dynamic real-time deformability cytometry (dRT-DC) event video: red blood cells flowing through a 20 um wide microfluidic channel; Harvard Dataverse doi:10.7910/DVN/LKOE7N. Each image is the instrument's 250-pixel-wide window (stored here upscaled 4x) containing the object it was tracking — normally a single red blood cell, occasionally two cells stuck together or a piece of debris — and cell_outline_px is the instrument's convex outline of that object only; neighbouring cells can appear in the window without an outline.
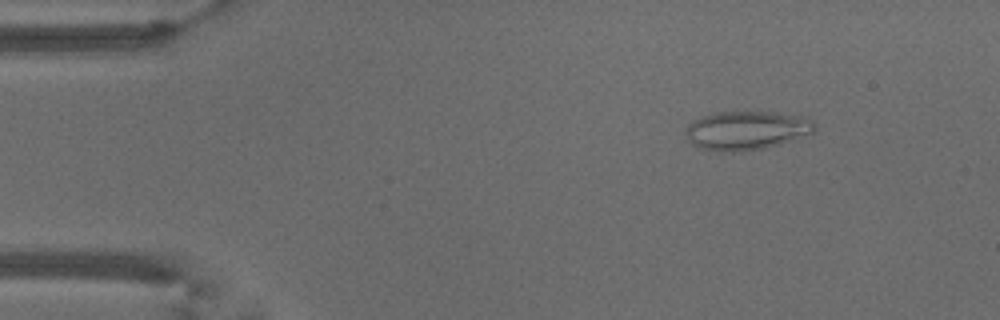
{"species": "common noctule bat (a hibernating species)", "species_latin": "Nyctalus noctula", "temperature_condition": "warm", "stored_images_in_passage": 52, "camera_frame_rate_fps": 3000, "um_per_image_px": 0.085, "animal": {"sex": "male", "body_mass_g": 18.8}, "frame": {"image": 1, "passage_image": 7, "time_ms": 2.0, "image_size_px": [1000, 320], "cell_outline_px": [[816, 128], [812, 132], [780, 144], [764, 148], [744, 152], [720, 152], [700, 148], [692, 144], [688, 140], [688, 124], [704, 116], [720, 112], [772, 112], [804, 116], [812, 120], [816, 124]], "centroid_in_image_um": [63.48, 11.1], "position_along_channel_um": 21.5, "area_um2": 28.96}}
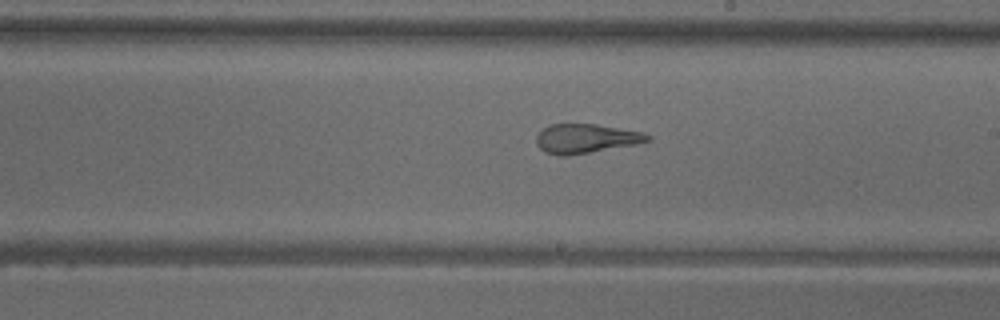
{"frame": {"image": 2, "passage_image": 30, "time_ms": 9.667, "image_size_px": [1000, 320], "cell_outline_px": [[652, 140], [636, 144], [568, 156], [560, 156], [544, 152], [536, 144], [536, 136], [548, 124], [596, 124], [640, 132], [652, 136]], "centroid_in_image_um": [49.77, 11.78], "position_along_channel_um": 239.2, "area_um2": 18.9}}
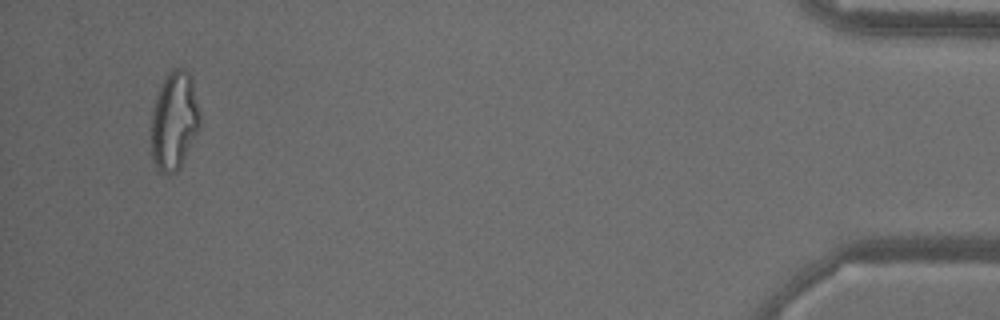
{"frame": {"image": 3, "passage_image": 50, "time_ms": 16.333, "image_size_px": [1000, 320], "cell_outline_px": [[200, 128], [180, 168], [176, 172], [168, 176], [164, 176], [156, 168], [152, 160], [148, 128], [152, 108], [160, 84], [168, 72], [172, 68], [184, 68], [192, 76], [200, 112]], "centroid_in_image_um": [14.77, 10.3], "position_along_channel_um": 420.4, "area_um2": 29.3}, "authors_computed_cell_mechanics": {"area_um2": 25.432, "velocity_mm_per_s": 3.8569, "shape_relaxation_time_tau1_ms": null, "shape_relaxation_time_tau2_ms": 1.3348, "deformation_change_tau1": null, "deformation_change_tau2": 0.1045}}